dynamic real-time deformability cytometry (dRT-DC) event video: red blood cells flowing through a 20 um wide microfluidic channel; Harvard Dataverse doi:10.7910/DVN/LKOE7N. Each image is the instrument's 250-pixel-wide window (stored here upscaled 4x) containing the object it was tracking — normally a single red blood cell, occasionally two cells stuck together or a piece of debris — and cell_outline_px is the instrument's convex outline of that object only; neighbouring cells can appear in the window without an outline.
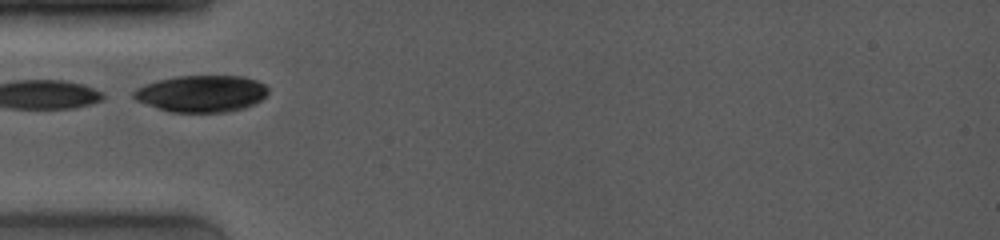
{"species": "common noctule bat (a hibernating species)", "species_latin": "Nyctalus noctula", "temperature_condition": "room temperature", "stored_images_in_passage": 27, "camera_frame_rate_fps": 4000, "um_per_image_px": 0.085, "animal": {"sex": "female", "body_mass_g": 19.0, "forearm_length_mm": 53.3}, "frame": {"image": 1, "passage_image": 1, "time_ms": 0.0, "image_size_px": [1000, 240], "cell_outline_px": [[268, 92], [260, 100], [244, 108], [228, 112], [168, 112], [136, 100], [132, 96], [132, 92], [136, 88], [144, 84], [156, 80], [176, 76], [244, 76], [256, 80], [264, 84], [268, 88]], "centroid_in_image_um": [17.1, 7.95], "position_along_channel_um": 67.9, "area_um2": 28.9}, "authors_computed_cell_mechanics": {"area_um2": 21.3282, "velocity_mm_per_s": 3.9707, "shape_relaxation_time_tau1_ms": 1.6263, "shape_relaxation_time_tau2_ms": null, "deformation_change_tau1": 0.0473, "deformation_change_tau2": null}}